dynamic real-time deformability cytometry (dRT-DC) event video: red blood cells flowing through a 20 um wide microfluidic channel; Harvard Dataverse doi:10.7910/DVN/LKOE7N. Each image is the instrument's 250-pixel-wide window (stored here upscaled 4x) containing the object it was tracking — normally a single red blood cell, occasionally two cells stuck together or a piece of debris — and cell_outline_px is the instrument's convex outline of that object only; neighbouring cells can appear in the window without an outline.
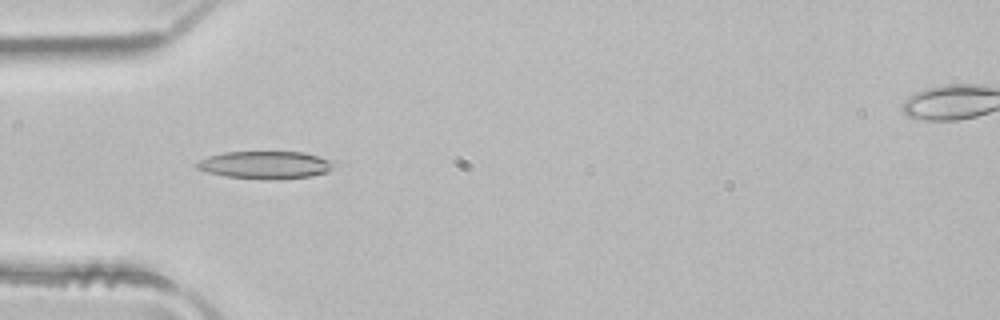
{"species": "common noctule bat (a hibernating species)", "species_latin": "Nyctalus noctula", "temperature_condition": "room temperature", "stored_images_in_passage": 5, "camera_frame_rate_fps": 3000, "um_per_image_px": 0.085, "animal": {"sex": "male", "body_mass_g": 21.5, "forearm_length_mm": 52.0}, "frame": {"image": 1, "passage_image": 3, "time_ms": 0.667, "image_size_px": [1000, 320], "cell_outline_px": [[340, 160], [328, 172], [312, 176], [272, 180], [264, 180], [224, 176], [208, 172], [196, 168], [192, 164], [208, 156], [224, 152], [304, 152]], "centroid_in_image_um": [22.63, 14.02], "position_along_channel_um": 62.4, "area_um2": 22.72}}
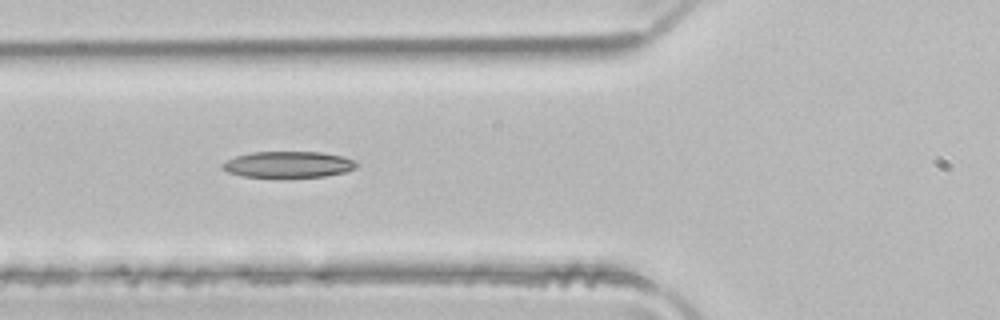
{"frame": {"image": 2, "passage_image": 4, "time_ms": 1.0, "image_size_px": [1000, 320], "cell_outline_px": [[360, 164], [356, 168], [344, 172], [324, 176], [240, 176], [228, 172], [220, 168], [220, 164], [236, 156], [252, 152], [320, 152], [340, 156], [352, 160]], "centroid_in_image_um": [24.47, 13.97], "position_along_channel_um": 101.3, "area_um2": 20.11}}
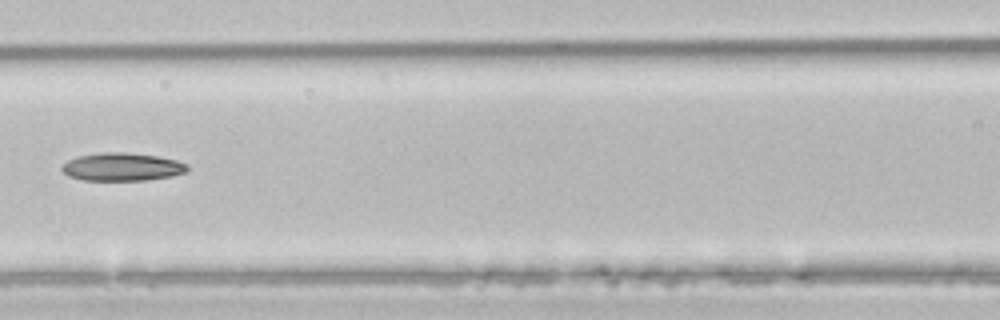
{"frame": {"image": 3, "passage_image": 5, "time_ms": 1.333, "image_size_px": [1000, 320], "cell_outline_px": [[188, 168], [184, 172], [172, 176], [148, 180], [84, 180], [68, 176], [60, 168], [68, 160], [76, 156], [100, 152], [128, 152], [156, 156], [176, 160], [188, 164]], "centroid_in_image_um": [10.36, 14.18], "position_along_channel_um": 156.2, "area_um2": 20.52}}